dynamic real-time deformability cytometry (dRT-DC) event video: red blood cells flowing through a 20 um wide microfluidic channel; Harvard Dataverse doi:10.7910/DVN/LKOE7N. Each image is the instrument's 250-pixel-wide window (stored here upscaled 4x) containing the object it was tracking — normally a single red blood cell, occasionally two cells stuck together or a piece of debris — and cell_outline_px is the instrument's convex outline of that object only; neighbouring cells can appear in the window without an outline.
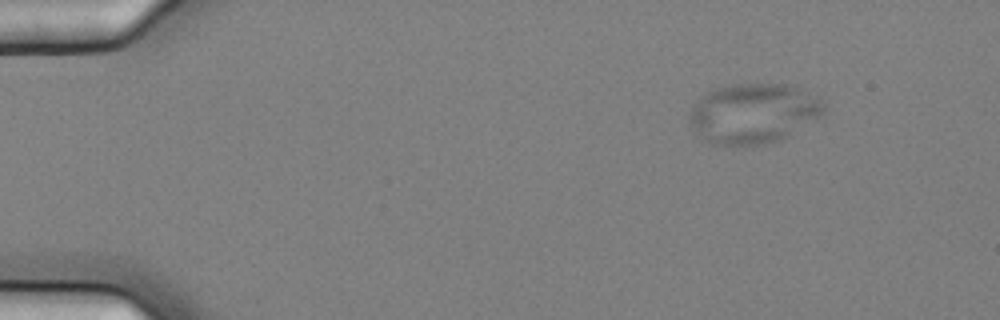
{"species": "common noctule bat (a hibernating species)", "species_latin": "Nyctalus noctula", "temperature_condition": "cold", "stored_images_in_passage": 51, "camera_frame_rate_fps": 3000, "um_per_image_px": 0.085, "animal": {"sex": "female", "body_mass_g": 25.1}, "frame": {"image": 1, "passage_image": 1, "time_ms": 0.0, "image_size_px": [1000, 320], "cell_outline_px": [[824, 112], [784, 140], [760, 144], [708, 144], [692, 128], [688, 116], [692, 108], [708, 92], [716, 88], [736, 84], [784, 84], [820, 96], [824, 104]], "centroid_in_image_um": [64.05, 9.65], "position_along_channel_um": 20.9, "area_um2": 46.53}}
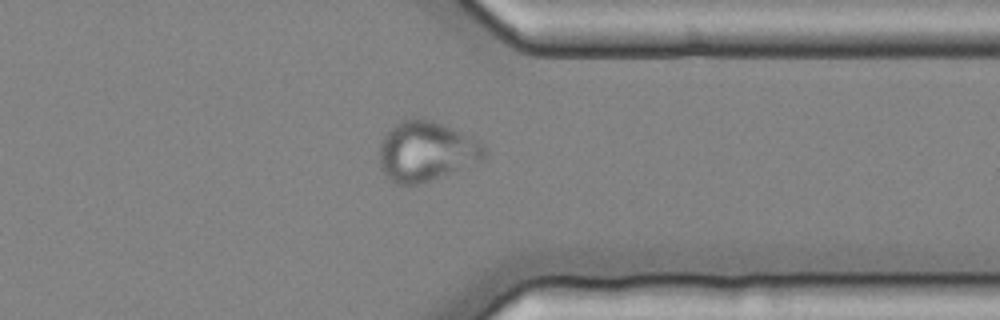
{"frame": {"image": 2, "passage_image": 39, "time_ms": 12.667, "image_size_px": [1000, 320], "cell_outline_px": [[484, 156], [480, 160], [444, 176], [432, 180], [416, 184], [396, 184], [388, 180], [380, 168], [380, 144], [384, 136], [396, 124], [404, 120], [416, 116], [424, 116], [480, 140], [484, 148]], "centroid_in_image_um": [36.2, 12.85], "position_along_channel_um": 375.2, "area_um2": 36.65}}
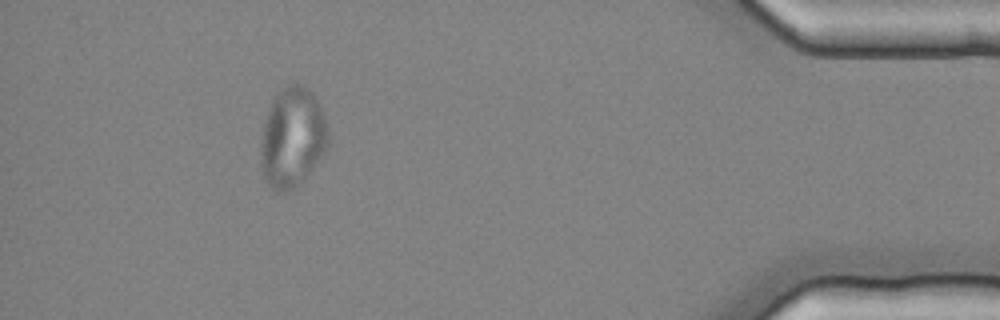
{"frame": {"image": 3, "passage_image": 46, "time_ms": 15.0, "image_size_px": [1000, 320], "cell_outline_px": [[328, 148], [304, 180], [296, 188], [284, 192], [276, 192], [264, 180], [260, 164], [260, 140], [264, 120], [268, 108], [276, 92], [280, 88], [288, 84], [304, 84], [316, 96], [320, 104], [328, 128]], "centroid_in_image_um": [24.84, 11.68], "position_along_channel_um": 410.4, "area_um2": 40.23}}